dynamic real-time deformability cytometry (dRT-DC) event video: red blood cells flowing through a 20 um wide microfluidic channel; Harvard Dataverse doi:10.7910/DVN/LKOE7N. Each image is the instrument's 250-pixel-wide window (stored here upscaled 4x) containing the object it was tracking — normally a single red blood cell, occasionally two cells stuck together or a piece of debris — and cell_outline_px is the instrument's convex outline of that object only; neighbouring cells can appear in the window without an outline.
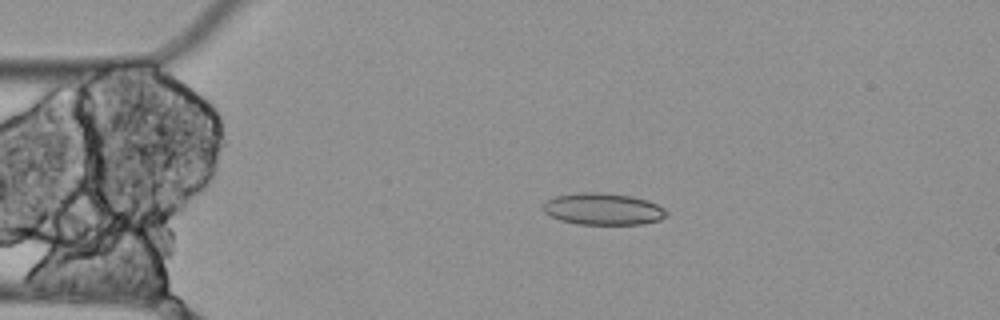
{"species": "Egyptian fruit bat (a non-hibernating species)", "species_latin": "Rousettus aegyptiacus", "temperature_condition": "cold", "stored_images_in_passage": 4, "camera_frame_rate_fps": 3000, "um_per_image_px": 0.085, "animal": {"sex": "female"}, "frame": {"image": 1, "passage_image": 2, "time_ms": 0.333, "image_size_px": [1000, 320], "cell_outline_px": [[668, 216], [660, 220], [644, 224], [580, 224], [560, 220], [544, 212], [544, 204], [548, 200], [556, 196], [580, 192], [596, 192], [632, 196], [648, 200], [664, 208], [668, 212]], "centroid_in_image_um": [51.32, 17.77], "position_along_channel_um": 33.7, "area_um2": 22.77}}